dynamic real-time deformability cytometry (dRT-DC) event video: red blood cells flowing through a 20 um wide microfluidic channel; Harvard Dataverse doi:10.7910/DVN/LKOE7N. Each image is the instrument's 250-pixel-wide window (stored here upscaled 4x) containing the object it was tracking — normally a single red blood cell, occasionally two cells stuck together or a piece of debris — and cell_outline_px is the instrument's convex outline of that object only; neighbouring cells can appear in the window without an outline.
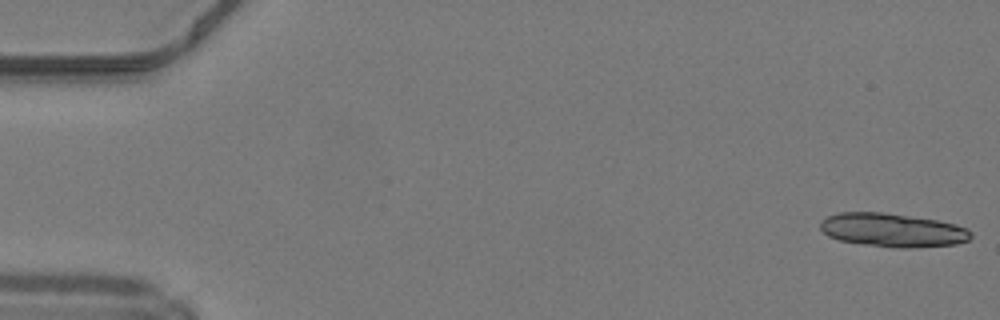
{"species": "common noctule bat (a hibernating species)", "species_latin": "Nyctalus noctula", "temperature_condition": "warm", "stored_images_in_passage": 48, "camera_frame_rate_fps": 3000, "um_per_image_px": 0.085, "animal": {"sex": "male", "body_mass_g": 19.2, "forearm_length_mm": 51.8}, "frame": {"image": 1, "passage_image": 1, "time_ms": 0.0, "image_size_px": [1000, 320], "cell_outline_px": [[972, 236], [968, 240], [956, 244], [908, 248], [896, 248], [864, 244], [840, 240], [828, 236], [820, 228], [820, 220], [828, 216], [840, 212], [884, 212], [936, 220], [956, 224], [968, 228], [972, 232]], "centroid_in_image_um": [75.88, 19.55], "position_along_channel_um": 9.1, "area_um2": 29.54}}
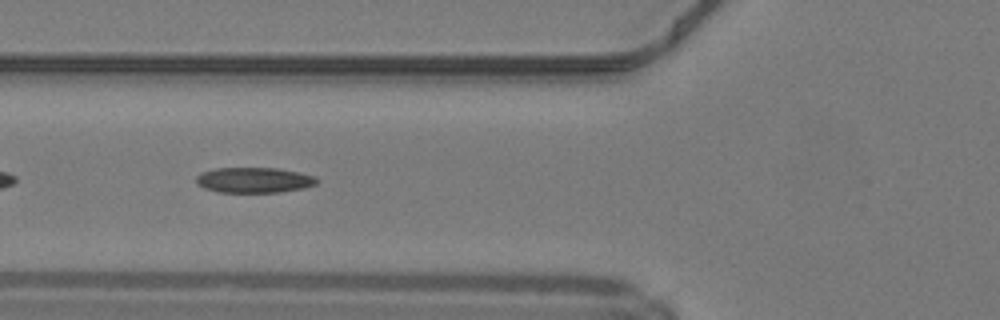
{"frame": {"image": 2, "passage_image": 19, "time_ms": 6.0, "image_size_px": [1000, 320], "cell_outline_px": [[320, 180], [316, 184], [304, 188], [280, 192], [220, 192], [204, 188], [196, 184], [196, 176], [200, 172], [216, 168], [276, 168], [300, 172], [316, 176]], "centroid_in_image_um": [21.61, 15.3], "position_along_channel_um": 104.2, "area_um2": 18.03}}
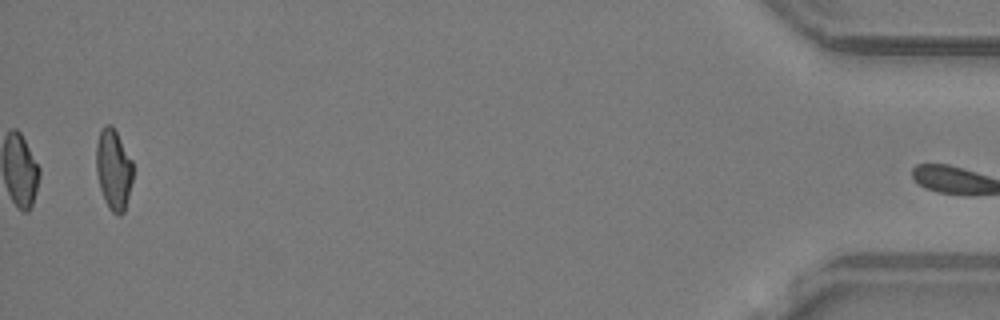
{"frame": {"image": 3, "passage_image": 48, "time_ms": 15.667, "image_size_px": [1000, 320], "cell_outline_px": [[132, 180], [124, 212], [120, 216], [116, 216], [108, 208], [104, 200], [100, 188], [96, 172], [96, 144], [100, 132], [104, 124], [112, 124], [132, 160]], "centroid_in_image_um": [9.64, 14.41], "position_along_channel_um": 425.6, "area_um2": 17.34}, "authors_computed_cell_mechanics": {"area_um2": 17.9758, "velocity_mm_per_s": 4.2433, "shape_relaxation_time_tau1_ms": 8.6638, "shape_relaxation_time_tau2_ms": 3.8366, "deformation_change_tau1": 0.2142, "deformation_change_tau2": 0.1266}}